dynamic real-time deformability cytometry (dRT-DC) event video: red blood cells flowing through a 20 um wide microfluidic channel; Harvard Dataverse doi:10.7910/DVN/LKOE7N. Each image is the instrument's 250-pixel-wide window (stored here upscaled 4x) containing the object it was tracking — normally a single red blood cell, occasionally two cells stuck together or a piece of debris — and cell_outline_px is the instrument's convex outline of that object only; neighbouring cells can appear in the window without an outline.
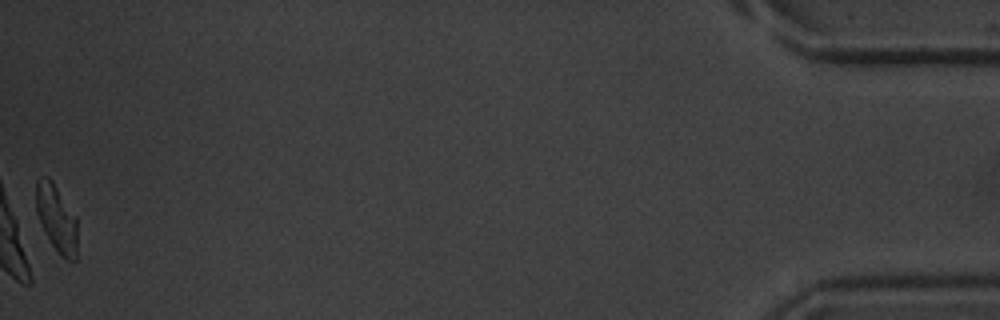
{"species": "common noctule bat (a hibernating species)", "species_latin": "Nyctalus noctula", "temperature_condition": "warm", "stored_images_in_passage": 53, "camera_frame_rate_fps": 3000, "um_per_image_px": 0.085, "animal": {"sex": "male", "body_mass_g": 20.1, "forearm_length_mm": 53.5}, "frame": {"image": 1, "passage_image": 53, "time_ms": 17.333, "image_size_px": [1000, 320], "cell_outline_px": [[76, 260], [68, 260], [60, 256], [44, 232], [36, 212], [36, 180], [40, 176], [48, 176], [52, 180], [76, 216]], "centroid_in_image_um": [4.78, 18.53], "position_along_channel_um": 430.4, "area_um2": 16.18}, "authors_computed_cell_mechanics": {"area_um2": 18.2648, "velocity_mm_per_s": 3.8126, "shape_relaxation_time_tau1_ms": 3.3673, "shape_relaxation_time_tau2_ms": 4.0506, "deformation_change_tau1": 0.1647, "deformation_change_tau2": 0.1119}}